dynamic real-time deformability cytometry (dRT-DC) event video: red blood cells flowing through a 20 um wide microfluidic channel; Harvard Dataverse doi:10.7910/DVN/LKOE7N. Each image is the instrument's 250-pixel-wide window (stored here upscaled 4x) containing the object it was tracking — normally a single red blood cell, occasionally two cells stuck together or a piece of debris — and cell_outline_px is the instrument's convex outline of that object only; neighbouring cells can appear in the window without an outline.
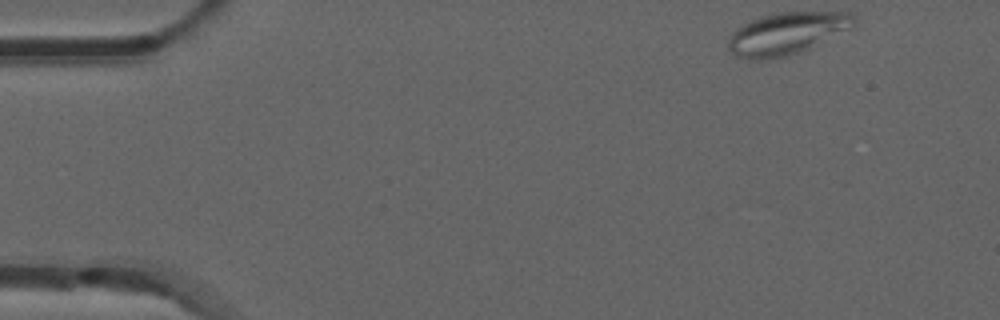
{"species": "common noctule bat (a hibernating species)", "species_latin": "Nyctalus noctula", "temperature_condition": "room temperature", "stored_images_in_passage": 30, "camera_frame_rate_fps": 3000, "um_per_image_px": 0.085, "animal": {"sex": "male", "forearm_length_mm": 52.5}, "frame": {"image": 1, "passage_image": 1, "time_ms": 0.0, "image_size_px": [1000, 320], "cell_outline_px": [[856, 24], [800, 52], [788, 56], [764, 60], [748, 60], [736, 56], [728, 48], [728, 36], [740, 24], [760, 16], [776, 12], [852, 12], [856, 16]], "centroid_in_image_um": [66.8, 2.83], "position_along_channel_um": 18.2, "area_um2": 30.98}}
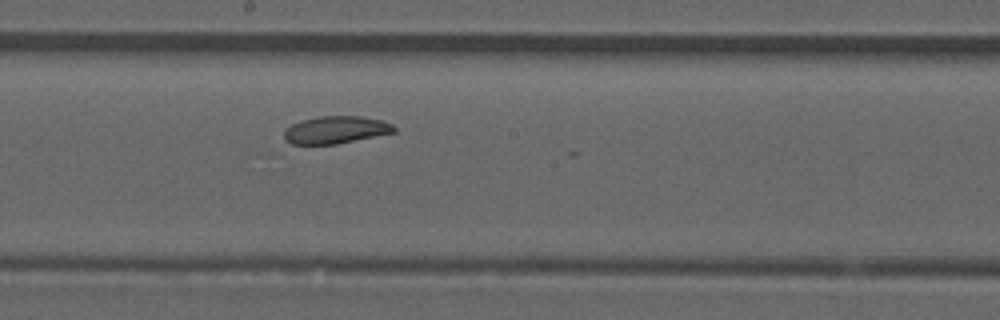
{"frame": {"image": 2, "passage_image": 25, "time_ms": 8.0, "image_size_px": [1000, 320], "cell_outline_px": [[396, 132], [336, 144], [292, 144], [284, 140], [284, 128], [300, 120], [316, 116], [360, 116], [380, 120], [392, 124], [396, 128]], "centroid_in_image_um": [28.5, 11.03], "position_along_channel_um": 219.7, "area_um2": 17.69}}
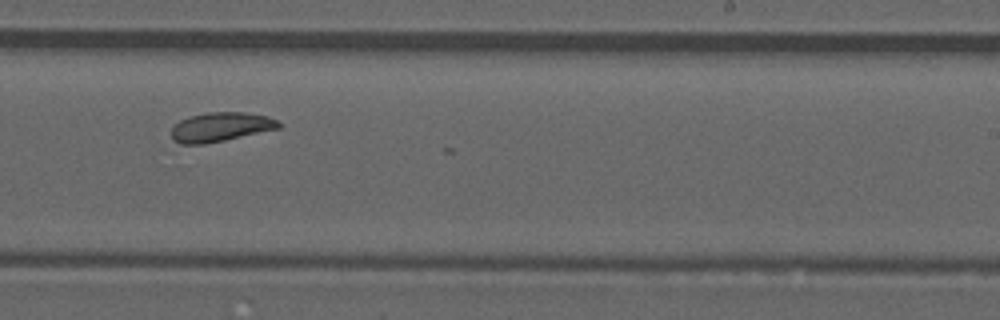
{"frame": {"image": 3, "passage_image": 29, "time_ms": 9.333, "image_size_px": [1000, 320], "cell_outline_px": [[280, 128], [224, 140], [204, 144], [180, 144], [172, 140], [172, 128], [180, 120], [188, 116], [208, 112], [244, 112], [268, 116], [276, 120], [280, 124]], "centroid_in_image_um": [18.73, 10.79], "position_along_channel_um": 270.3, "area_um2": 18.21}}